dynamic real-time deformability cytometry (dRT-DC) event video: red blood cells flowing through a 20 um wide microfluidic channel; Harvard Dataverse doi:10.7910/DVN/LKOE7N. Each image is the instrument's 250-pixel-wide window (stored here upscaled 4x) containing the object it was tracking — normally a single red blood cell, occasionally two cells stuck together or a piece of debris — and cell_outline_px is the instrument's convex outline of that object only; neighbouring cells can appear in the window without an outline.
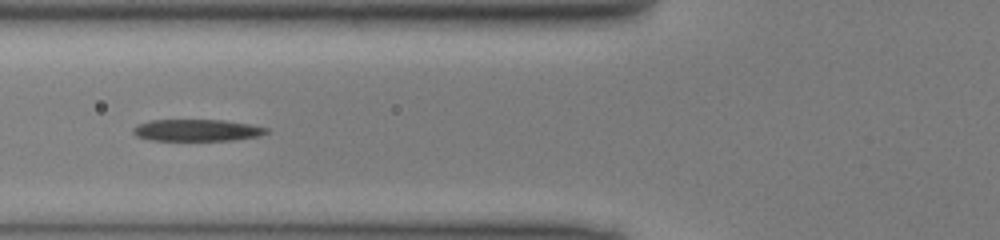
{"species": "common noctule bat (a hibernating species)", "species_latin": "Nyctalus noctula", "temperature_condition": "cold", "stored_images_in_passage": 25, "camera_frame_rate_fps": 3000, "um_per_image_px": 0.085, "animal": {"sex": "male", "body_mass_g": 13.0, "forearm_length_mm": 53.1}, "frame": {"image": 1, "passage_image": 8, "time_ms": 2.333, "image_size_px": [1000, 240], "cell_outline_px": [[268, 132], [260, 136], [232, 140], [152, 140], [136, 136], [132, 132], [132, 128], [136, 124], [148, 120], [224, 120], [248, 124], [268, 128]], "centroid_in_image_um": [16.69, 11.06], "position_along_channel_um": 109.1, "area_um2": 16.94}}
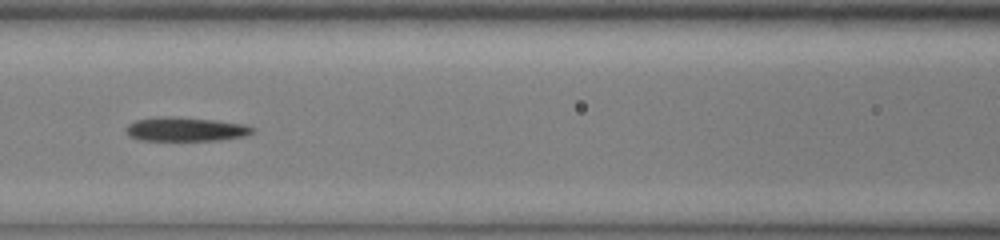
{"frame": {"image": 2, "passage_image": 11, "time_ms": 3.333, "image_size_px": [1000, 240], "cell_outline_px": [[256, 132], [244, 136], [220, 140], [140, 140], [128, 136], [124, 132], [124, 128], [128, 124], [136, 120], [160, 116], [176, 116], [216, 120], [244, 124], [256, 128]], "centroid_in_image_um": [15.76, 10.97], "position_along_channel_um": 150.8, "area_um2": 18.03}}